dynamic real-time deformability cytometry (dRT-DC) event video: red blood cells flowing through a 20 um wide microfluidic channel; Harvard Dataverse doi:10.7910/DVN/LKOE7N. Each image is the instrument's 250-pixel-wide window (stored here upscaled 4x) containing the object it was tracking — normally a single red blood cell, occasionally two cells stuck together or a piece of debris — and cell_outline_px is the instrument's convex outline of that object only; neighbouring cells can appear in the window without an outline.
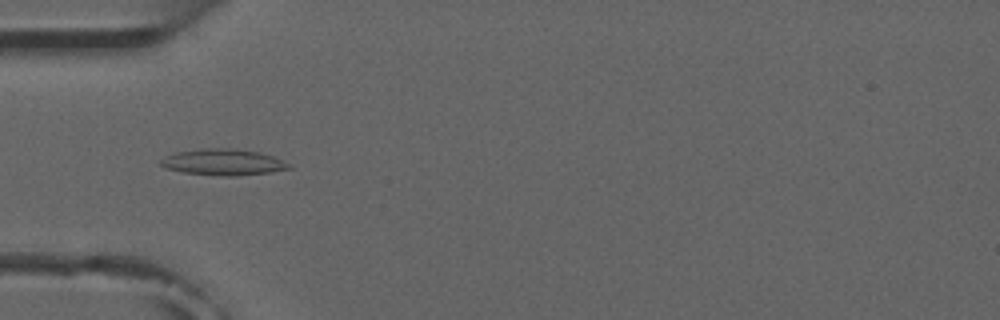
{"species": "common noctule bat (a hibernating species)", "species_latin": "Nyctalus noctula", "temperature_condition": "room temperature", "stored_images_in_passage": 8, "camera_frame_rate_fps": 3000, "um_per_image_px": 0.085, "animal": {"sex": "male", "forearm_length_mm": 52.5}, "frame": {"image": 1, "passage_image": 5, "time_ms": 4.667, "image_size_px": [1000, 320], "cell_outline_px": [[292, 168], [268, 172], [236, 176], [224, 176], [184, 172], [164, 168], [160, 164], [160, 160], [176, 152], [200, 148], [232, 148], [260, 152], [272, 156], [292, 164]], "centroid_in_image_um": [18.99, 13.77], "position_along_channel_um": 66.0, "area_um2": 19.54}}
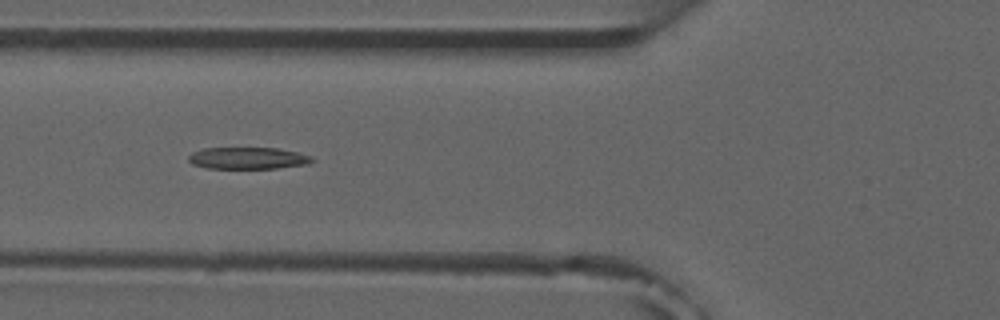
{"frame": {"image": 2, "passage_image": 6, "time_ms": 5.667, "image_size_px": [1000, 320], "cell_outline_px": [[316, 160], [308, 164], [276, 168], [208, 168], [192, 164], [188, 160], [188, 156], [192, 152], [204, 148], [276, 148], [296, 152], [312, 156]], "centroid_in_image_um": [21.08, 13.44], "position_along_channel_um": 104.7, "area_um2": 15.66}}
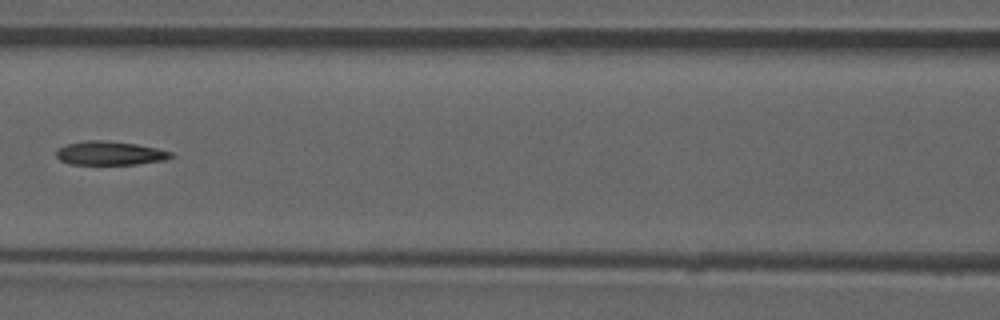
{"frame": {"image": 3, "passage_image": 7, "time_ms": 7.0, "image_size_px": [1000, 320], "cell_outline_px": [[176, 156], [164, 160], [136, 164], [68, 164], [60, 160], [56, 156], [56, 152], [64, 144], [84, 140], [108, 140], [136, 144], [156, 148], [172, 152]], "centroid_in_image_um": [9.33, 13.01], "position_along_channel_um": 157.3, "area_um2": 16.01}}